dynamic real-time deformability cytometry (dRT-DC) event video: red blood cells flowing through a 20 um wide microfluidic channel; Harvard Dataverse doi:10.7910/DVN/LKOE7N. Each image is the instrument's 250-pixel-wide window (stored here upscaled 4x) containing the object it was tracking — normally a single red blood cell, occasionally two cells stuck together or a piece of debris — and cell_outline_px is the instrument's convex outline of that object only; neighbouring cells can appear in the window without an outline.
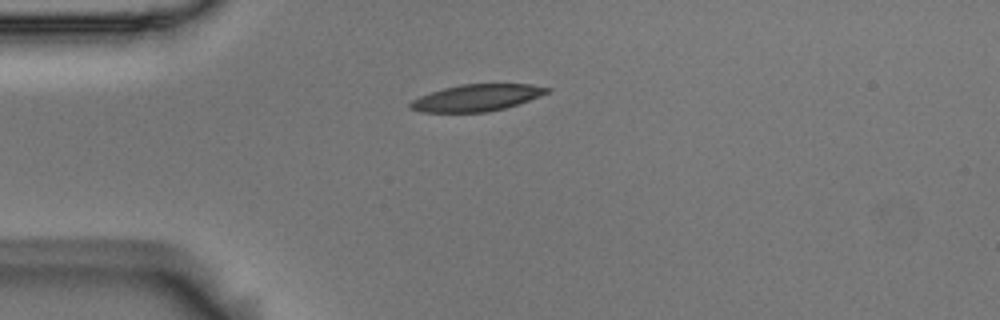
{"species": "Egyptian fruit bat (a non-hibernating species)", "species_latin": "Rousettus aegyptiacus", "temperature_condition": "room temperature", "stored_images_in_passage": 42, "camera_frame_rate_fps": 3000, "um_per_image_px": 0.085, "animal": {"sex": "male"}, "frame": {"image": 1, "passage_image": 1, "time_ms": 0.0, "image_size_px": [1000, 320], "cell_outline_px": [[552, 88], [548, 92], [528, 100], [504, 108], [488, 112], [420, 112], [408, 108], [408, 104], [412, 100], [420, 96], [444, 88], [460, 84], [532, 84]], "centroid_in_image_um": [40.48, 8.31], "position_along_channel_um": 44.5, "area_um2": 21.15}}
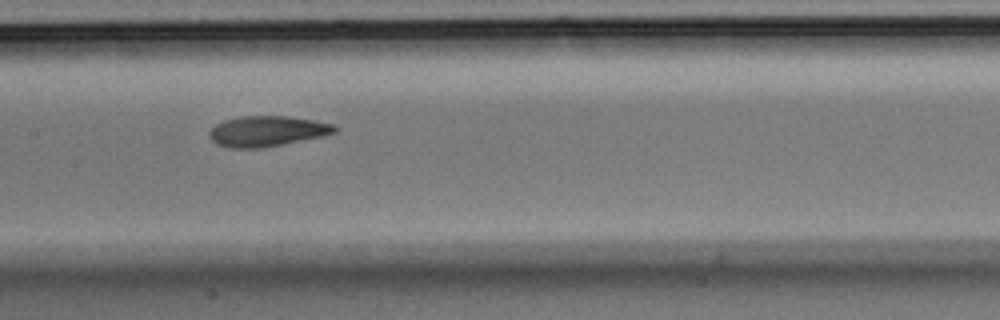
{"frame": {"image": 2, "passage_image": 14, "time_ms": 4.333, "image_size_px": [1000, 320], "cell_outline_px": [[340, 128], [336, 132], [320, 136], [260, 148], [228, 148], [216, 144], [208, 136], [208, 132], [216, 124], [224, 120], [244, 116], [288, 116], [312, 120], [332, 124]], "centroid_in_image_um": [22.65, 11.15], "position_along_channel_um": 184.7, "area_um2": 22.02}}
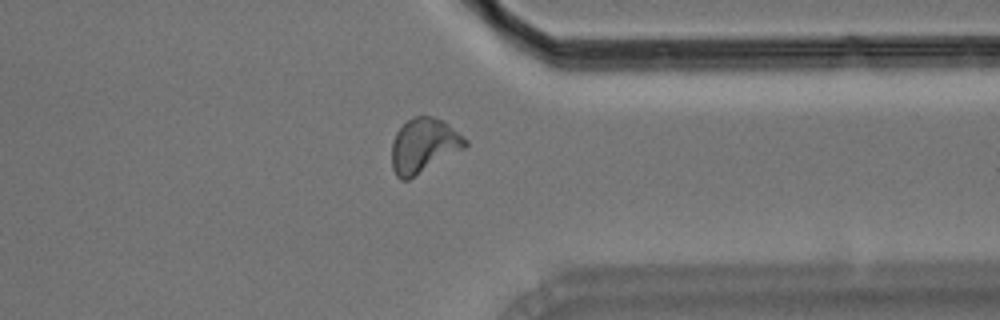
{"frame": {"image": 3, "passage_image": 30, "time_ms": 9.667, "image_size_px": [1000, 320], "cell_outline_px": [[468, 144], [464, 148], [408, 180], [400, 180], [396, 176], [392, 168], [392, 144], [396, 132], [412, 116], [432, 116], [444, 120], [464, 136], [468, 140]], "centroid_in_image_um": [36.02, 12.36], "position_along_channel_um": 375.4, "area_um2": 23.29}, "authors_computed_cell_mechanics": {"area_um2": 22.253, "velocity_mm_per_s": 3.65, "shape_relaxation_time_tau1_ms": 4.7624, "shape_relaxation_time_tau2_ms": 2.3836, "deformation_change_tau1": 0.1789, "deformation_change_tau2": 0.0957}}